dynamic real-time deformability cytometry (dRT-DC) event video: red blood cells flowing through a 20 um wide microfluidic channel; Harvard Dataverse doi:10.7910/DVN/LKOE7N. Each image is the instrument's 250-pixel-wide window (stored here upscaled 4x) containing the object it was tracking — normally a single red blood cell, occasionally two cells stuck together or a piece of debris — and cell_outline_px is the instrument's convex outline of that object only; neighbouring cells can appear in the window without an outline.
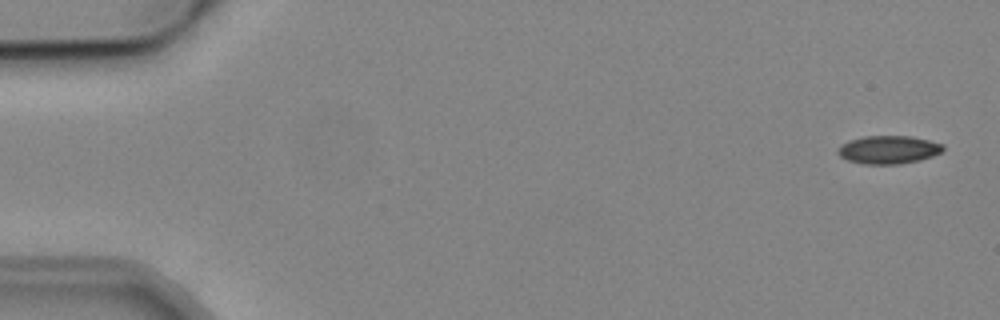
{"species": "common noctule bat (a hibernating species)", "species_latin": "Nyctalus noctula", "temperature_condition": "cold", "stored_images_in_passage": 5, "camera_frame_rate_fps": 3000, "um_per_image_px": 0.085, "animal": {"sex": "male", "body_mass_g": 19.2, "forearm_length_mm": 51.8}, "frame": {"image": 1, "passage_image": 1, "time_ms": 0.0, "image_size_px": [1000, 320], "cell_outline_px": [[944, 148], [940, 152], [932, 156], [920, 160], [900, 164], [864, 164], [848, 160], [840, 156], [836, 152], [848, 140], [864, 136], [912, 136], [944, 144]], "centroid_in_image_um": [75.54, 12.72], "position_along_channel_um": 9.5, "area_um2": 17.17}}